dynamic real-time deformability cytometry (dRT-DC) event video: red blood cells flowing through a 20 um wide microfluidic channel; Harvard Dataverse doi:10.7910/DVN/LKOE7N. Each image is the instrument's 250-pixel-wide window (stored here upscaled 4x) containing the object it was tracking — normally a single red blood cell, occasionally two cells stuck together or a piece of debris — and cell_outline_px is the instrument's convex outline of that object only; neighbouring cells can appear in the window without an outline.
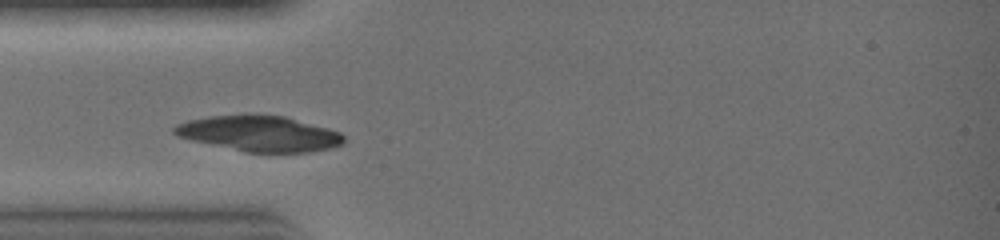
{"species": "common noctule bat (a hibernating species)", "species_latin": "Nyctalus noctula", "temperature_condition": "warm", "stored_images_in_passage": 24, "camera_frame_rate_fps": 3000, "um_per_image_px": 0.085, "animal": {"sex": "female", "body_mass_g": 19.0, "forearm_length_mm": 51.5}, "frame": {"image": 1, "passage_image": 4, "time_ms": 1.0, "image_size_px": [1000, 240], "cell_outline_px": [[344, 144], [332, 148], [308, 152], [244, 152], [192, 140], [176, 136], [172, 132], [172, 128], [176, 124], [188, 120], [208, 116], [284, 116], [328, 128], [340, 132], [344, 136]], "centroid_in_image_um": [22.05, 11.37], "position_along_channel_um": 62.9, "area_um2": 34.74}}